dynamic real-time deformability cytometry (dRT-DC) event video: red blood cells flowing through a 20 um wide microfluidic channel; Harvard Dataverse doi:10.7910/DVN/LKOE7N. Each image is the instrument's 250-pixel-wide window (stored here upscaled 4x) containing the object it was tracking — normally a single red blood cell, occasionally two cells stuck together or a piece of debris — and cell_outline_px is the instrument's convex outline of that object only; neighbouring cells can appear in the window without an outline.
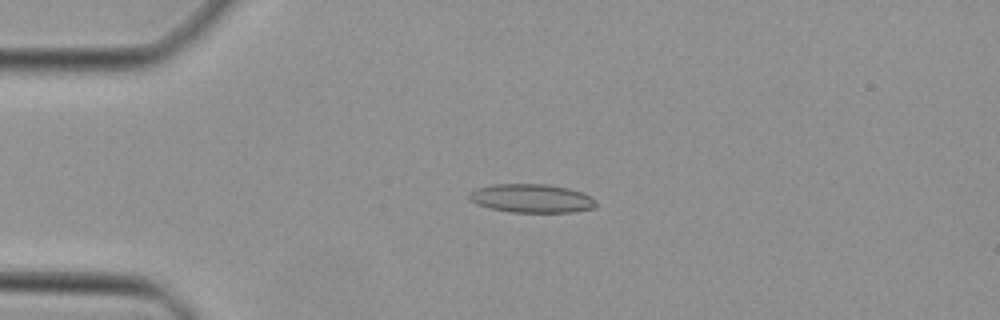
{"species": "Egyptian fruit bat (a non-hibernating species)", "species_latin": "Rousettus aegyptiacus", "temperature_condition": "cold", "stored_images_in_passage": 46, "camera_frame_rate_fps": 3000, "um_per_image_px": 0.085, "animal": {"sex": "female"}, "frame": {"image": 1, "passage_image": 10, "time_ms": 3.0, "image_size_px": [1000, 320], "cell_outline_px": [[596, 208], [572, 212], [508, 212], [488, 208], [476, 204], [468, 196], [468, 192], [476, 188], [492, 184], [548, 184], [568, 188], [584, 192], [592, 196], [596, 200]], "centroid_in_image_um": [45.2, 16.86], "position_along_channel_um": 39.8, "area_um2": 21.5}}
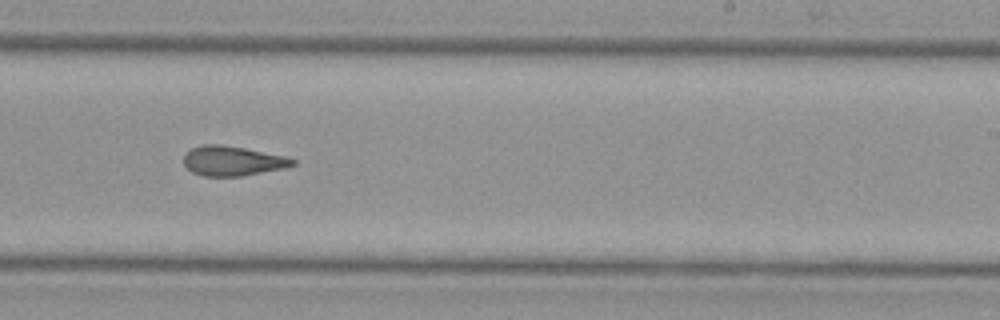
{"frame": {"image": 2, "passage_image": 28, "time_ms": 9.0, "image_size_px": [1000, 320], "cell_outline_px": [[296, 164], [284, 168], [240, 176], [204, 176], [192, 172], [184, 164], [184, 156], [192, 148], [200, 144], [220, 144], [244, 148], [284, 156], [296, 160]], "centroid_in_image_um": [19.75, 13.67], "position_along_channel_um": 269.2, "area_um2": 18.67}}
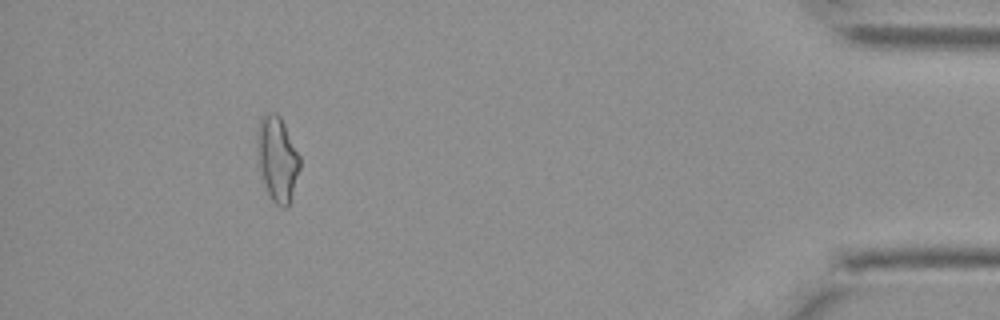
{"frame": {"image": 3, "passage_image": 42, "time_ms": 13.667, "image_size_px": [1000, 320], "cell_outline_px": [[300, 168], [288, 204], [284, 208], [276, 204], [272, 200], [264, 184], [260, 168], [260, 120], [268, 112], [276, 112], [280, 116], [300, 156]], "centroid_in_image_um": [23.63, 13.52], "position_along_channel_um": 411.6, "area_um2": 19.88}}